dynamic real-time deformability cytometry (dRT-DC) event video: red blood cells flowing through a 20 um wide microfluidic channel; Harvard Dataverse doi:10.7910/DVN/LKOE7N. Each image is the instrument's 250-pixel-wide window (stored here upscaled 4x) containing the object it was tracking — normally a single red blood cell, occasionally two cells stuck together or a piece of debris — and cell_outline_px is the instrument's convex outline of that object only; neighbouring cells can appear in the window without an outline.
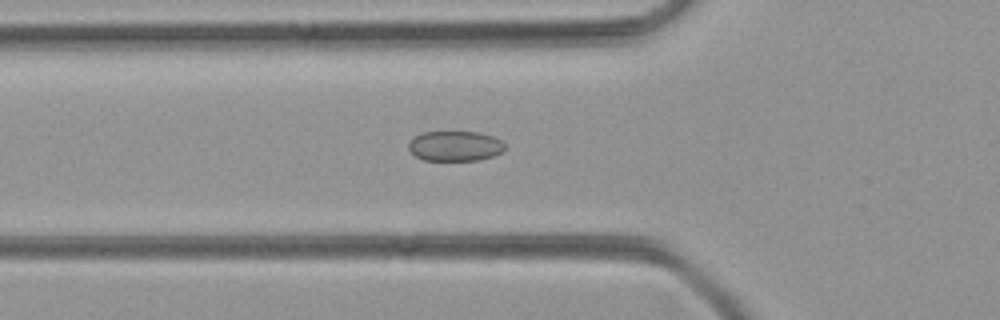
{"species": "common noctule bat (a hibernating species)", "species_latin": "Nyctalus noctula", "temperature_condition": "room temperature", "stored_images_in_passage": 45, "camera_frame_rate_fps": 3000, "um_per_image_px": 0.085, "animal": {"sex": "female", "body_mass_g": 21.9}, "frame": {"image": 1, "passage_image": 17, "time_ms": 5.333, "image_size_px": [1000, 320], "cell_outline_px": [[504, 148], [500, 152], [492, 156], [476, 160], [424, 160], [416, 156], [408, 148], [408, 144], [416, 136], [424, 132], [480, 132], [492, 136], [500, 140], [504, 144]], "centroid_in_image_um": [38.67, 12.41], "position_along_channel_um": 87.1, "area_um2": 16.59}}
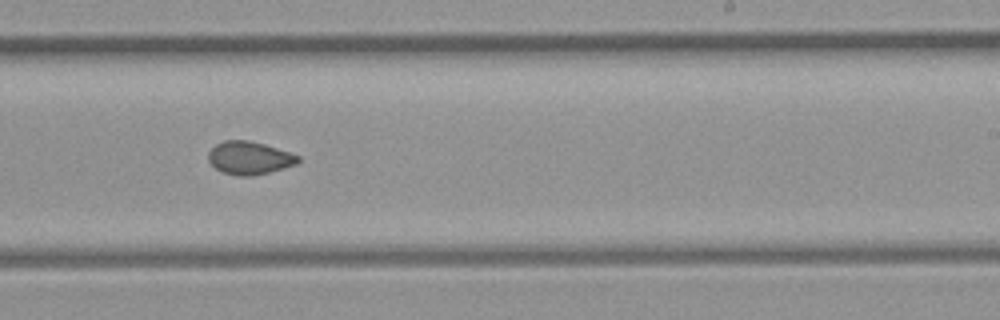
{"frame": {"image": 2, "passage_image": 30, "time_ms": 9.667, "image_size_px": [1000, 320], "cell_outline_px": [[300, 160], [296, 164], [268, 172], [252, 176], [240, 176], [224, 172], [216, 168], [208, 160], [208, 152], [216, 144], [224, 140], [248, 140], [264, 144], [300, 156]], "centroid_in_image_um": [21.18, 13.41], "position_along_channel_um": 267.8, "area_um2": 16.99}}
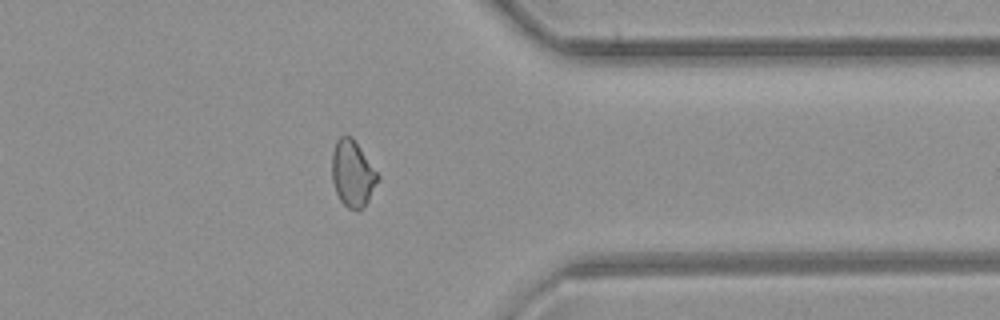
{"frame": {"image": 3, "passage_image": 39, "time_ms": 12.667, "image_size_px": [1000, 320], "cell_outline_px": [[380, 176], [364, 208], [356, 212], [348, 208], [340, 200], [336, 192], [332, 180], [332, 152], [336, 140], [340, 136], [352, 136]], "centroid_in_image_um": [29.96, 14.77], "position_along_channel_um": 381.4, "area_um2": 17.74}}